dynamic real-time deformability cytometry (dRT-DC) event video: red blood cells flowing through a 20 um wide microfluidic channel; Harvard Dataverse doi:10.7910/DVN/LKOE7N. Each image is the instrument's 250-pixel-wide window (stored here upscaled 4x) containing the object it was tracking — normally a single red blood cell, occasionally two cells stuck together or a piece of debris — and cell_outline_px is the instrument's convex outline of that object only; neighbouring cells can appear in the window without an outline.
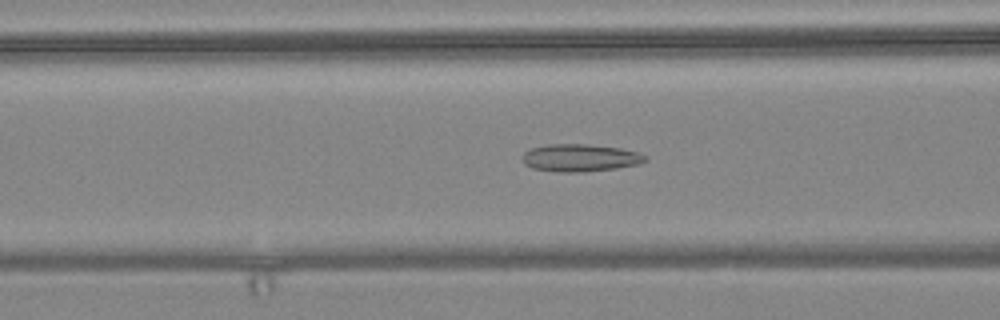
{"species": "common noctule bat (a hibernating species)", "species_latin": "Nyctalus noctula", "temperature_condition": "warm", "stored_images_in_passage": 56, "camera_frame_rate_fps": 3000, "um_per_image_px": 0.085, "animal": {"sex": "female", "body_mass_g": 24.6, "forearm_length_mm": 56.2}, "frame": {"image": 1, "passage_image": 22, "time_ms": 7.0, "image_size_px": [1000, 320], "cell_outline_px": [[648, 160], [640, 164], [616, 168], [584, 172], [560, 172], [532, 168], [524, 164], [524, 152], [532, 148], [548, 144], [584, 144], [620, 148], [636, 152], [648, 156]], "centroid_in_image_um": [49.34, 13.42], "position_along_channel_um": 117.3, "area_um2": 19.59}}
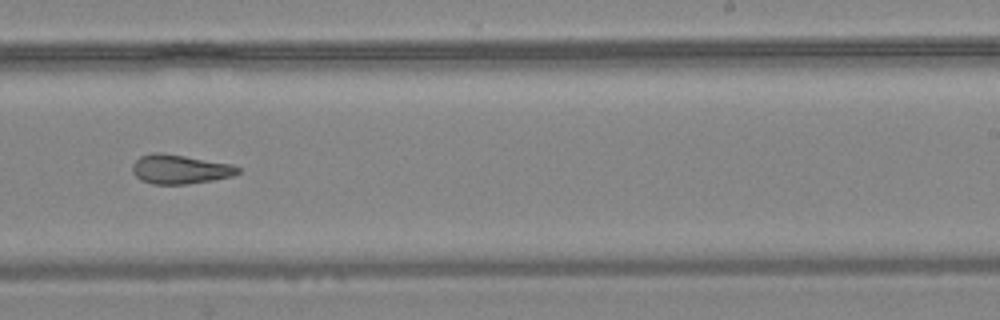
{"frame": {"image": 2, "passage_image": 35, "time_ms": 11.333, "image_size_px": [1000, 320], "cell_outline_px": [[240, 172], [232, 176], [212, 180], [188, 184], [152, 184], [140, 180], [132, 172], [132, 164], [140, 156], [152, 152], [160, 152], [232, 164], [240, 168]], "centroid_in_image_um": [15.26, 14.38], "position_along_channel_um": 273.7, "area_um2": 17.98}}
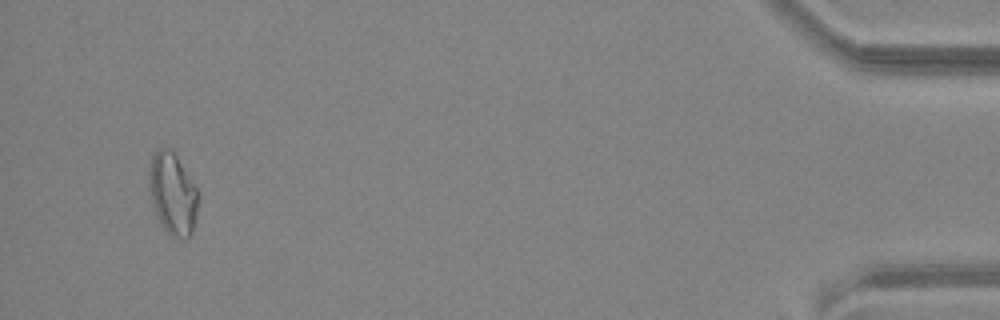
{"frame": {"image": 3, "passage_image": 54, "time_ms": 17.667, "image_size_px": [1000, 320], "cell_outline_px": [[200, 200], [192, 232], [188, 236], [172, 236], [164, 228], [152, 204], [148, 188], [148, 168], [152, 156], [156, 148], [168, 148], [176, 156], [196, 188], [200, 196]], "centroid_in_image_um": [14.66, 16.42], "position_along_channel_um": 420.5, "area_um2": 23.24}, "authors_computed_cell_mechanics": {"area_um2": 19.7965, "velocity_mm_per_s": 3.6176, "shape_relaxation_time_tau1_ms": null, "shape_relaxation_time_tau2_ms": 3.6643, "deformation_change_tau1": null, "deformation_change_tau2": 0.1159}}